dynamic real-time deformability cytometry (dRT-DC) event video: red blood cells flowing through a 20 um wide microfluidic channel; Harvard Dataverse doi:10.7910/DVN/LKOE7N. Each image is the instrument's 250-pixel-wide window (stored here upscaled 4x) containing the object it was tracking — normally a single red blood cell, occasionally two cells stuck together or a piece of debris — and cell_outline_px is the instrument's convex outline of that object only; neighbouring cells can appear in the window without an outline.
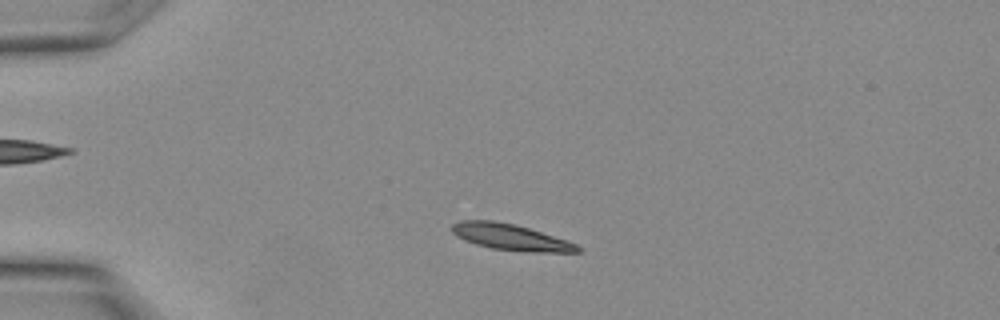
{"species": "Egyptian fruit bat (a non-hibernating species)", "species_latin": "Rousettus aegyptiacus", "temperature_condition": "warm", "stored_images_in_passage": 10, "camera_frame_rate_fps": 3000, "um_per_image_px": 0.085, "animal": {"sex": "female"}, "frame": {"image": 1, "passage_image": 4, "time_ms": 1.0, "image_size_px": [1000, 320], "cell_outline_px": [[580, 252], [524, 252], [492, 248], [476, 244], [464, 240], [456, 236], [452, 232], [452, 224], [460, 220], [492, 220], [516, 224], [568, 240], [576, 244], [580, 248]], "centroid_in_image_um": [43.4, 20.15], "position_along_channel_um": 41.6, "area_um2": 19.25}}
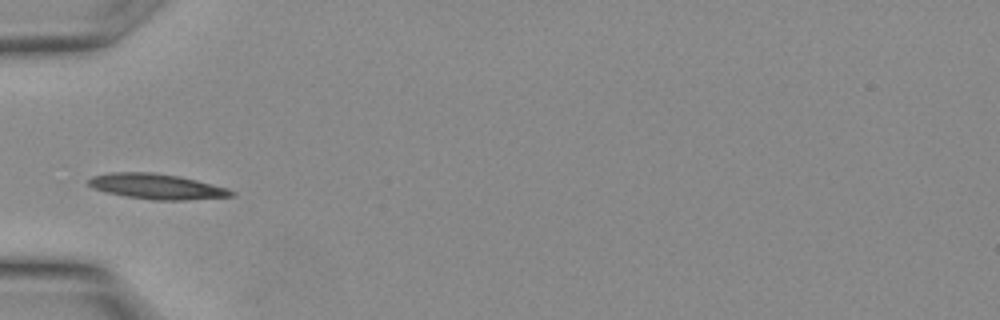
{"frame": {"image": 2, "passage_image": 7, "time_ms": 2.0, "image_size_px": [1000, 320], "cell_outline_px": [[236, 196], [184, 200], [152, 200], [128, 196], [108, 192], [96, 188], [88, 184], [88, 180], [92, 176], [112, 172], [152, 172], [180, 176], [228, 188], [236, 192]], "centroid_in_image_um": [13.39, 15.84], "position_along_channel_um": 71.6, "area_um2": 20.92}}
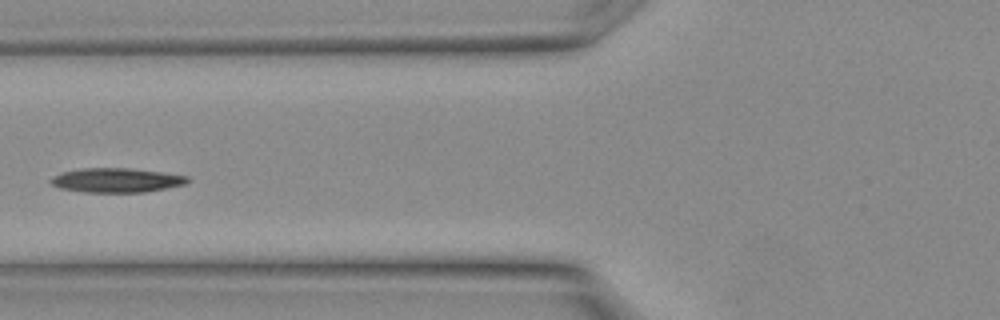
{"frame": {"image": 3, "passage_image": 9, "time_ms": 2.667, "image_size_px": [1000, 320], "cell_outline_px": [[188, 180], [184, 184], [144, 192], [84, 192], [60, 188], [52, 184], [48, 180], [52, 176], [60, 172], [84, 168], [128, 168], [160, 172], [188, 176]], "centroid_in_image_um": [9.82, 15.31], "position_along_channel_um": 116.0, "area_um2": 19.19}}